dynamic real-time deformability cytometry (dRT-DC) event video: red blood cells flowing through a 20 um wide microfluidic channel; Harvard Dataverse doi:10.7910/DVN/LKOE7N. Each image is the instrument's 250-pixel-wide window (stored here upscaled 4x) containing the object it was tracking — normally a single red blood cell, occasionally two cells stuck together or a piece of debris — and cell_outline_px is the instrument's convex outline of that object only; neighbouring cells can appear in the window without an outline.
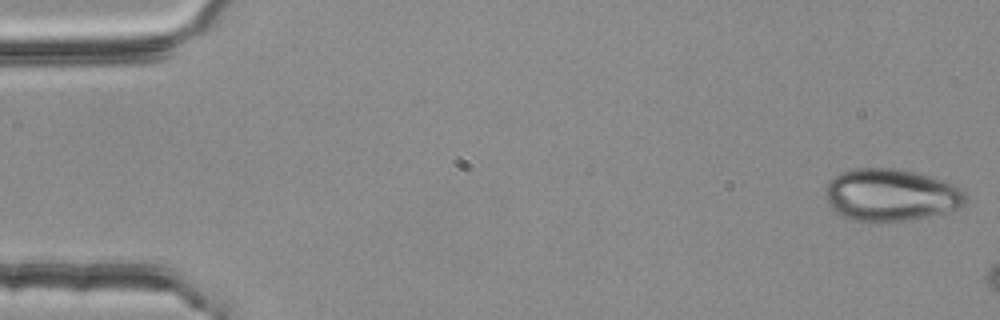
{"species": "common noctule bat (a hibernating species)", "species_latin": "Nyctalus noctula", "temperature_condition": "room temperature", "stored_images_in_passage": 15, "camera_frame_rate_fps": 3000, "um_per_image_px": 0.085, "animal": {"sex": "female", "body_mass_g": 25.1}, "frame": {"image": 1, "passage_image": 1, "time_ms": 0.0, "image_size_px": [1000, 320], "cell_outline_px": [[968, 196], [964, 204], [960, 208], [928, 216], [888, 224], [872, 224], [852, 220], [840, 216], [828, 204], [824, 196], [824, 188], [832, 176], [840, 172], [856, 168], [900, 168], [932, 176], [944, 180], [960, 188]], "centroid_in_image_um": [75.67, 16.59], "position_along_channel_um": 9.3, "area_um2": 43.99}}
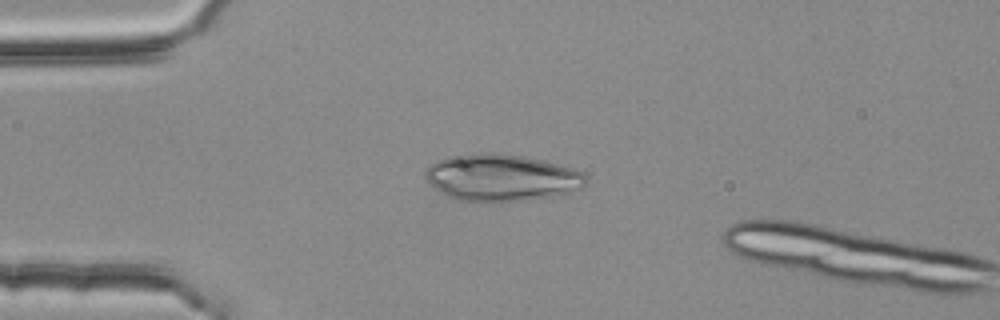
{"frame": {"image": 2, "passage_image": 13, "time_ms": 4.0, "image_size_px": [1000, 320], "cell_outline_px": [[588, 180], [584, 188], [572, 192], [548, 196], [516, 200], [456, 200], [440, 192], [428, 184], [424, 176], [424, 172], [436, 160], [448, 156], [464, 152], [496, 152], [524, 156], [572, 168], [584, 172], [588, 176]], "centroid_in_image_um": [42.6, 15.05], "position_along_channel_um": 42.4, "area_um2": 43.93}}